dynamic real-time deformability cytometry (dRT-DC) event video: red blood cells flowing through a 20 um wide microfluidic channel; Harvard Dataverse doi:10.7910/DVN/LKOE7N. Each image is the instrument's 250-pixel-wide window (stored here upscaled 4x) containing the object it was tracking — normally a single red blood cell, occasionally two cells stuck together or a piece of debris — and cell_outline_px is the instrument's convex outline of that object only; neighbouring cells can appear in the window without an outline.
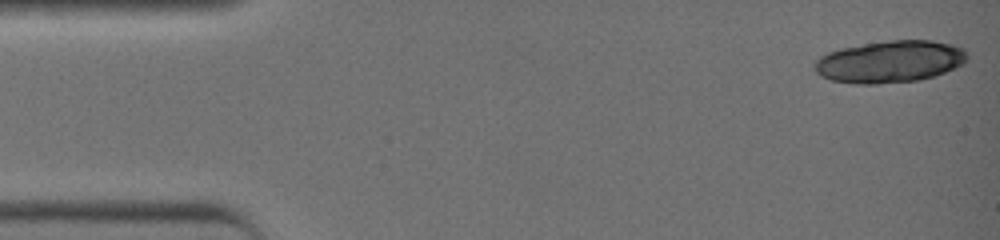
{"species": "common noctule bat (a hibernating species)", "species_latin": "Nyctalus noctula", "temperature_condition": "warm", "stored_images_in_passage": 40, "segment_of_instrument_passage": [1, 2], "camera_frame_rate_fps": 3000, "um_per_image_px": 0.085, "animal": {"sex": "female", "body_mass_g": 19.0, "forearm_length_mm": 51.5}, "frame": {"image": 1, "passage_image": 1, "time_ms": 0.0, "image_size_px": [1000, 240], "cell_outline_px": [[968, 60], [964, 64], [944, 72], [932, 76], [916, 80], [876, 84], [856, 84], [832, 80], [820, 76], [816, 72], [816, 60], [820, 56], [828, 52], [840, 48], [888, 40], [932, 40], [952, 44], [964, 48], [968, 56]], "centroid_in_image_um": [75.66, 5.23], "position_along_channel_um": 9.3, "area_um2": 37.34}}